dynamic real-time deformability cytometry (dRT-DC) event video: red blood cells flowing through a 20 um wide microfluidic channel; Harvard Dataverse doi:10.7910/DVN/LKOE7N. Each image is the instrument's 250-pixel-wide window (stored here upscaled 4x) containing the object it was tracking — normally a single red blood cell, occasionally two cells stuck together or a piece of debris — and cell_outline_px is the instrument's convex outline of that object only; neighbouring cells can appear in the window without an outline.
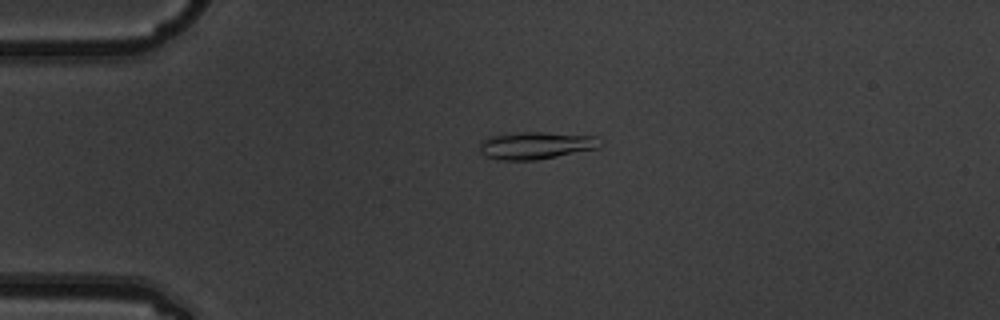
{"species": "common noctule bat (a hibernating species)", "species_latin": "Nyctalus noctula", "temperature_condition": "warm", "stored_images_in_passage": 5, "camera_frame_rate_fps": 3000, "um_per_image_px": 0.085, "animal": {"sex": "male", "body_mass_g": 19.5, "forearm_length_mm": 54.6}, "frame": {"image": 1, "passage_image": 3, "time_ms": 0.667, "image_size_px": [1000, 320], "cell_outline_px": [[600, 148], [536, 160], [500, 160], [484, 156], [480, 152], [480, 140], [488, 136], [508, 132], [544, 132], [596, 136], [600, 144]], "centroid_in_image_um": [45.48, 12.35], "position_along_channel_um": 39.5, "area_um2": 19.48}}